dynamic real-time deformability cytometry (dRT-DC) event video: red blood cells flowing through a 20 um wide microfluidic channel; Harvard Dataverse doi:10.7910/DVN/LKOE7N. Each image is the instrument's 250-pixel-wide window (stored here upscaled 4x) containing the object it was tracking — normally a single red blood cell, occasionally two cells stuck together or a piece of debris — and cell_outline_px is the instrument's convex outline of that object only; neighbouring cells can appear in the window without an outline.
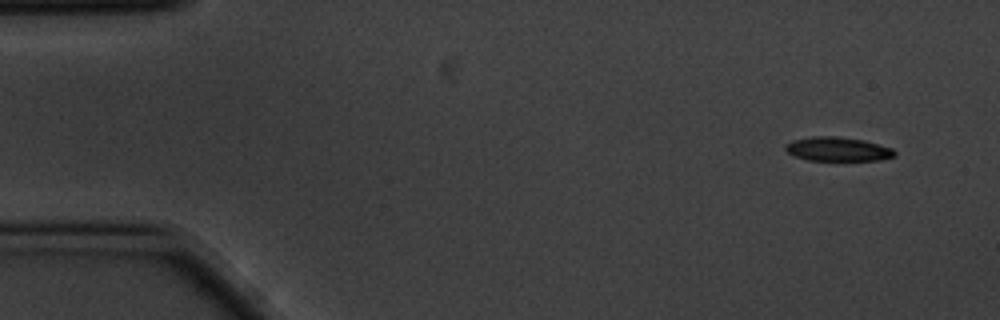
{"species": "common noctule bat (a hibernating species)", "species_latin": "Nyctalus noctula", "temperature_condition": "cold", "stored_images_in_passage": 5, "camera_frame_rate_fps": 3000, "um_per_image_px": 0.085, "animal": {"sex": "male", "body_mass_g": 20.1, "forearm_length_mm": 53.5}, "frame": {"image": 1, "passage_image": 1, "time_ms": 0.0, "image_size_px": [1000, 320], "cell_outline_px": [[896, 156], [880, 160], [808, 160], [796, 156], [788, 152], [784, 148], [784, 144], [792, 140], [812, 136], [836, 136], [864, 140], [892, 148], [896, 152]], "centroid_in_image_um": [71.2, 12.67], "position_along_channel_um": 13.8, "area_um2": 15.32}}
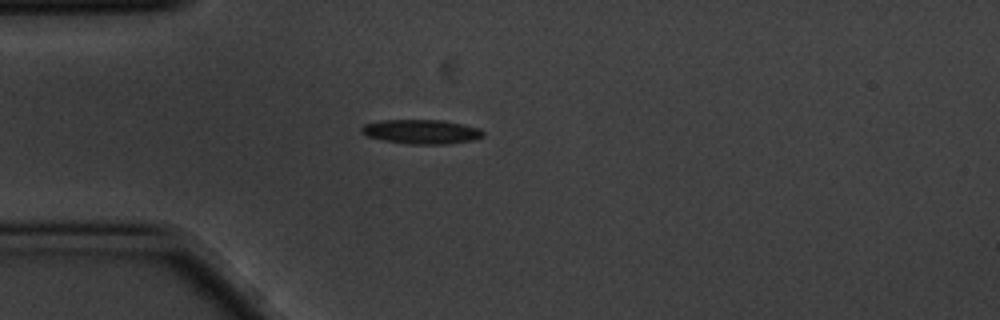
{"frame": {"image": 2, "passage_image": 4, "time_ms": 1.0, "image_size_px": [1000, 320], "cell_outline_px": [[484, 136], [472, 140], [444, 144], [408, 144], [384, 140], [368, 136], [360, 132], [360, 128], [364, 124], [384, 120], [440, 120], [480, 128], [484, 132]], "centroid_in_image_um": [35.8, 11.19], "position_along_channel_um": 49.2, "area_um2": 17.05}}